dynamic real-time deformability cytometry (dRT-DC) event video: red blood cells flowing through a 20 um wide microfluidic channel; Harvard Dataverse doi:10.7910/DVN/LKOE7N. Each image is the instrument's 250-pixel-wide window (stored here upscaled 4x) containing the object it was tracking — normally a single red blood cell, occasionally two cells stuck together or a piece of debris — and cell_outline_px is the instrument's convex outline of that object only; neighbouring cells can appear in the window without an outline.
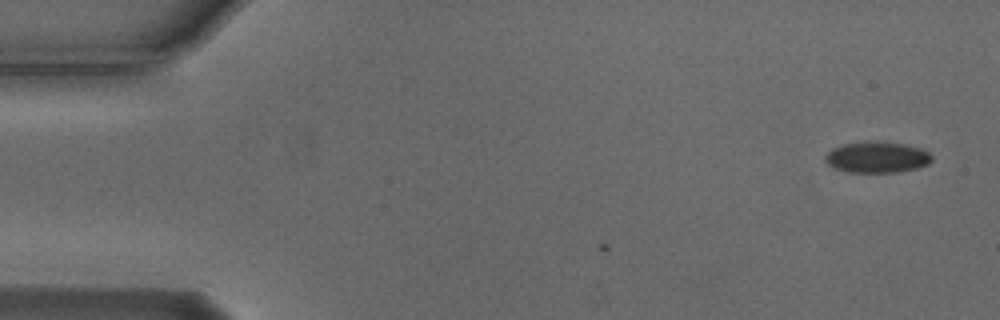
{"species": "Egyptian fruit bat (a non-hibernating species)", "species_latin": "Rousettus aegyptiacus", "temperature_condition": "cold", "stored_images_in_passage": 4, "camera_frame_rate_fps": 3000, "um_per_image_px": 0.085, "animal": {"sex": "male"}, "frame": {"image": 1, "passage_image": 4, "time_ms": 1.0, "image_size_px": [1000, 320], "cell_outline_px": [[932, 160], [928, 164], [916, 168], [896, 172], [848, 172], [832, 168], [824, 160], [824, 156], [832, 148], [844, 144], [900, 144], [920, 148], [928, 152], [932, 156]], "centroid_in_image_um": [74.51, 13.42], "position_along_channel_um": 10.5, "area_um2": 18.5}}